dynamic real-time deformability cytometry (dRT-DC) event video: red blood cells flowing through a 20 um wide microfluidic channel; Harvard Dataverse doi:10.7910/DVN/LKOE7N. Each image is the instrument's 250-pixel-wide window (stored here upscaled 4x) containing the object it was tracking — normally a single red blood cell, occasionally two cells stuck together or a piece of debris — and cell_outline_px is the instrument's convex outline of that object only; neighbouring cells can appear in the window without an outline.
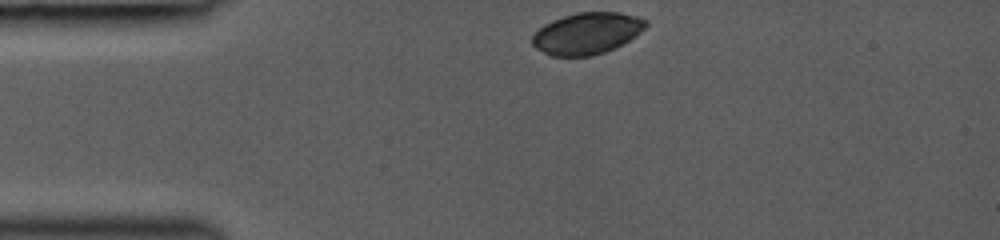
{"species": "common noctule bat (a hibernating species)", "species_latin": "Nyctalus noctula", "temperature_condition": "room temperature", "stored_images_in_passage": 32, "camera_frame_rate_fps": 3000, "um_per_image_px": 0.085, "animal": {"sex": "female", "body_mass_g": 19.0, "forearm_length_mm": 53.3}, "frame": {"image": 1, "passage_image": 1, "time_ms": 0.0, "image_size_px": [1000, 240], "cell_outline_px": [[648, 24], [636, 36], [604, 52], [592, 56], [552, 56], [536, 48], [532, 44], [532, 36], [544, 24], [552, 20], [576, 12], [620, 12], [636, 16], [648, 20]], "centroid_in_image_um": [49.89, 2.82], "position_along_channel_um": 35.1, "area_um2": 27.34}}
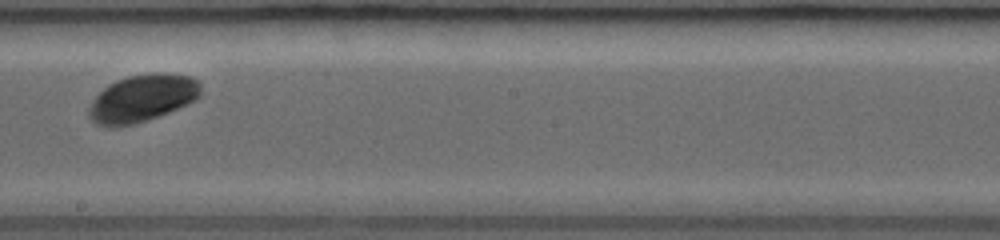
{"frame": {"image": 2, "passage_image": 18, "time_ms": 5.667, "image_size_px": [1000, 240], "cell_outline_px": [[200, 96], [196, 100], [168, 112], [148, 120], [136, 124], [116, 128], [108, 128], [96, 124], [88, 116], [88, 108], [96, 96], [108, 84], [116, 80], [128, 76], [152, 72], [164, 72], [188, 76], [196, 80], [200, 84]], "centroid_in_image_um": [12.06, 8.37], "position_along_channel_um": 236.1, "area_um2": 31.1}}
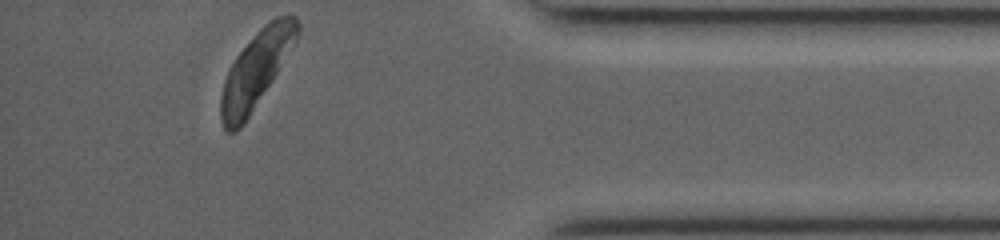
{"frame": {"image": 3, "passage_image": 32, "time_ms": 10.333, "image_size_px": [1000, 240], "cell_outline_px": [[300, 32], [296, 40], [244, 124], [236, 132], [228, 132], [224, 128], [220, 116], [220, 96], [224, 80], [228, 68], [236, 56], [260, 28], [264, 24], [276, 16], [288, 12], [296, 16], [300, 24]], "centroid_in_image_um": [21.75, 5.88], "position_along_channel_um": 413.4, "area_um2": 33.52}}